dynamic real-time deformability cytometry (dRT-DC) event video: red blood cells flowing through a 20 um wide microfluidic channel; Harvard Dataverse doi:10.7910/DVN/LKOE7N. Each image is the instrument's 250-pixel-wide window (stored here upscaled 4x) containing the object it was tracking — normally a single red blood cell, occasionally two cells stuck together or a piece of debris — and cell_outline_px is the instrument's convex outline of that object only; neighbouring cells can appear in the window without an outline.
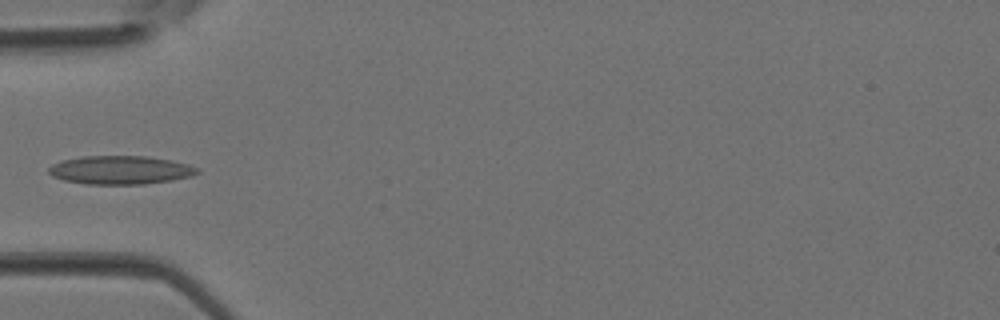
{"species": "Egyptian fruit bat (a non-hibernating species)", "species_latin": "Rousettus aegyptiacus", "temperature_condition": "room temperature", "stored_images_in_passage": 3, "camera_frame_rate_fps": 3000, "um_per_image_px": 0.085, "animal": {"sex": "female"}, "frame": {"image": 1, "passage_image": 3, "time_ms": 0.667, "image_size_px": [1000, 320], "cell_outline_px": [[200, 172], [192, 176], [172, 180], [144, 184], [88, 184], [64, 180], [52, 176], [48, 172], [48, 168], [52, 164], [60, 160], [80, 156], [144, 156], [172, 160], [188, 164], [200, 168]], "centroid_in_image_um": [10.24, 14.44], "position_along_channel_um": 74.8, "area_um2": 24.85}}